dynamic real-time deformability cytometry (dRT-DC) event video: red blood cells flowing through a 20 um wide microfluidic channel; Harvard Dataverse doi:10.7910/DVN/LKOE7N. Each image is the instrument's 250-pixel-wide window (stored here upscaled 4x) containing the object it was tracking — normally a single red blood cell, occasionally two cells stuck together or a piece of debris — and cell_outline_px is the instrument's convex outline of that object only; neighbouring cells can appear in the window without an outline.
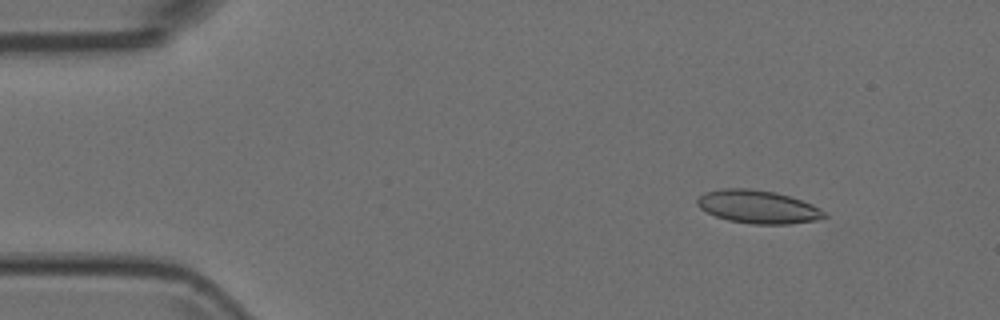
{"species": "Egyptian fruit bat (a non-hibernating species)", "species_latin": "Rousettus aegyptiacus", "temperature_condition": "room temperature", "stored_images_in_passage": 4, "camera_frame_rate_fps": 3000, "um_per_image_px": 0.085, "animal": {"sex": "female"}, "frame": {"image": 1, "passage_image": 2, "time_ms": 0.333, "image_size_px": [1000, 320], "cell_outline_px": [[828, 216], [816, 220], [788, 224], [752, 224], [728, 220], [716, 216], [700, 208], [696, 204], [696, 200], [704, 192], [724, 188], [748, 188], [776, 192], [792, 196], [812, 204], [828, 212]], "centroid_in_image_um": [64.46, 17.57], "position_along_channel_um": 20.5, "area_um2": 24.74}}